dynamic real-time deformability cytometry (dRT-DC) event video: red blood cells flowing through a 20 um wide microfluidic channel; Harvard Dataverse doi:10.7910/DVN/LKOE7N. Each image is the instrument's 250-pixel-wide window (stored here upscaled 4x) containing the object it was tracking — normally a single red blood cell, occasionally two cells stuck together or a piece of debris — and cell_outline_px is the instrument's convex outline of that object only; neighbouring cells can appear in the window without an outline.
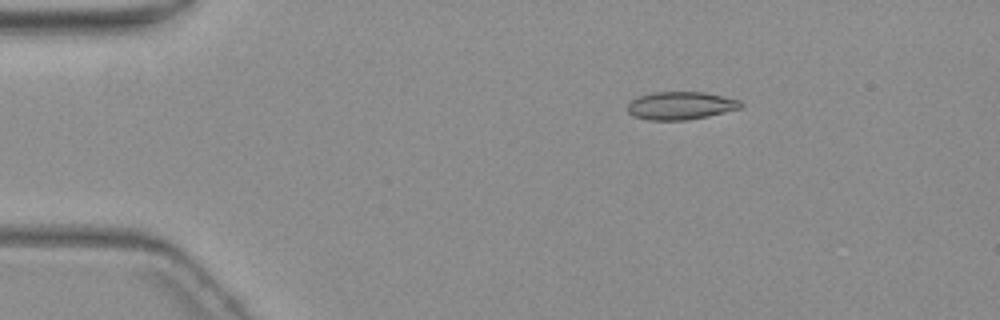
{"species": "common noctule bat (a hibernating species)", "species_latin": "Nyctalus noctula", "temperature_condition": "warm", "stored_images_in_passage": 5, "camera_frame_rate_fps": 3000, "um_per_image_px": 0.085, "animal": {"sex": "female", "body_mass_g": 19.3, "forearm_length_mm": 54.1}, "frame": {"image": 1, "passage_image": 3, "time_ms": 2.333, "image_size_px": [1000, 320], "cell_outline_px": [[744, 104], [740, 108], [708, 116], [688, 120], [648, 120], [632, 116], [628, 112], [628, 104], [636, 96], [652, 92], [704, 92], [740, 100]], "centroid_in_image_um": [57.82, 8.98], "position_along_channel_um": 27.2, "area_um2": 18.5}}